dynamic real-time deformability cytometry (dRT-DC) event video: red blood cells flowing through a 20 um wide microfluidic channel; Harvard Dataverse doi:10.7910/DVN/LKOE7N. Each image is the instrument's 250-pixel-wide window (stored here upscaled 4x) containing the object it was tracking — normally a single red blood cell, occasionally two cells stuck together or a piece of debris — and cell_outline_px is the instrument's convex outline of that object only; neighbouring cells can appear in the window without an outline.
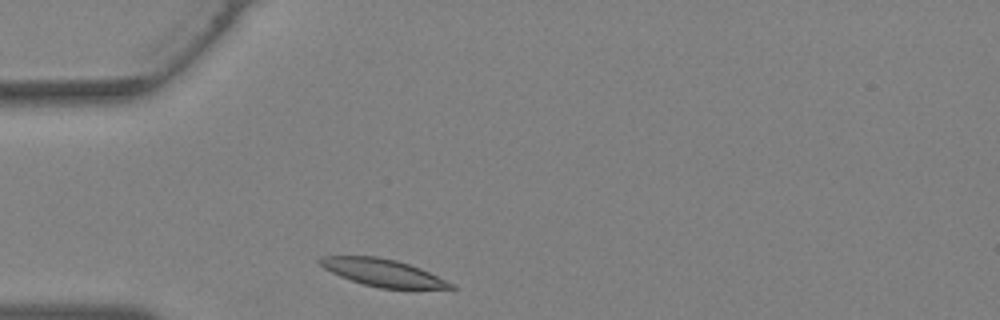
{"species": "Egyptian fruit bat (a non-hibernating species)", "species_latin": "Rousettus aegyptiacus", "temperature_condition": "warm", "stored_images_in_passage": 21, "camera_frame_rate_fps": 3000, "um_per_image_px": 0.085, "animal": {"sex": "female"}, "frame": {"image": 1, "passage_image": 1, "time_ms": 0.0, "image_size_px": [1000, 320], "cell_outline_px": [[456, 288], [380, 288], [364, 284], [340, 276], [324, 268], [316, 260], [320, 256], [376, 256], [396, 260], [420, 268], [456, 284]], "centroid_in_image_um": [32.54, 23.16], "position_along_channel_um": 52.5, "area_um2": 20.58}}
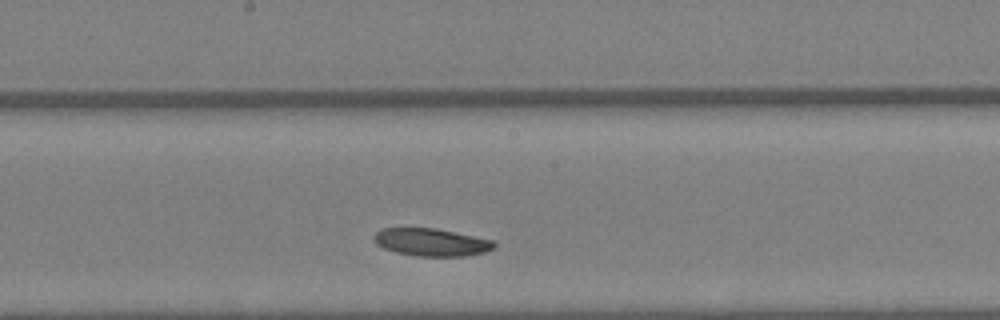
{"frame": {"image": 2, "passage_image": 11, "time_ms": 3.333, "image_size_px": [1000, 320], "cell_outline_px": [[496, 244], [492, 248], [484, 252], [464, 256], [416, 256], [396, 252], [384, 248], [376, 244], [372, 236], [380, 228], [436, 228], [492, 240]], "centroid_in_image_um": [36.61, 20.58], "position_along_channel_um": 211.6, "area_um2": 19.25}}
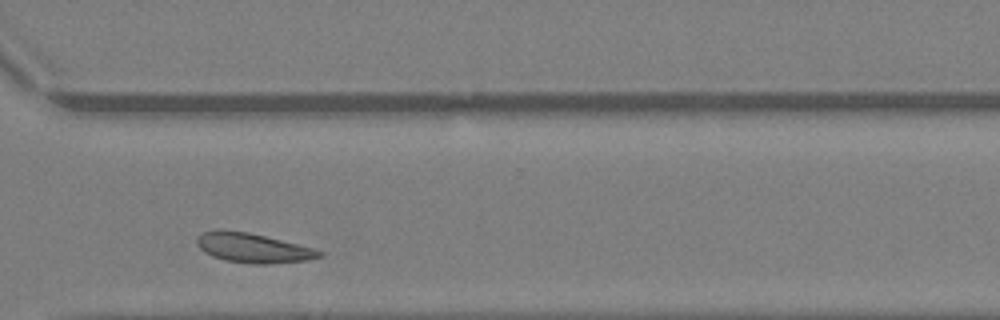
{"frame": {"image": 3, "passage_image": 19, "time_ms": 6.0, "image_size_px": [1000, 320], "cell_outline_px": [[324, 256], [308, 260], [272, 264], [252, 264], [224, 260], [212, 256], [204, 252], [196, 244], [196, 236], [204, 232], [248, 232], [312, 248], [324, 252]], "centroid_in_image_um": [21.54, 21.12], "position_along_channel_um": 349.1, "area_um2": 20.58}}